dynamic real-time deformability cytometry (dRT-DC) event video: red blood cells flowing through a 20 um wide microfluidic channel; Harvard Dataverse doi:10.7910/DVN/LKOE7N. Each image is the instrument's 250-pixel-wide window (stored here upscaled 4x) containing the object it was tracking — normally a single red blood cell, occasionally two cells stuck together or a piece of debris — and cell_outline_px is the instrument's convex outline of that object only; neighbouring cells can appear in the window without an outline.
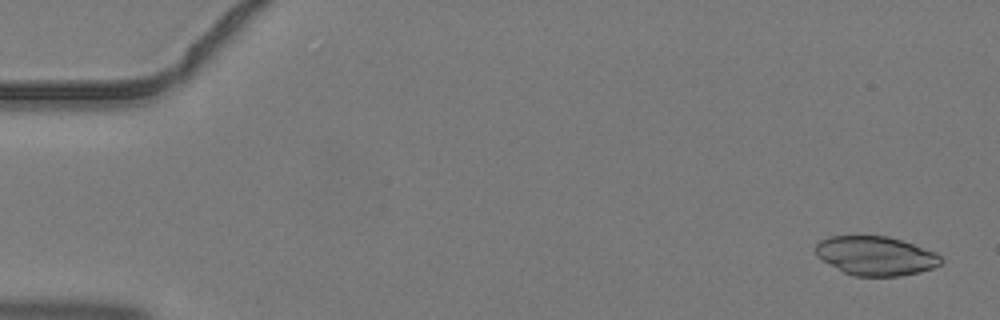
{"species": "common noctule bat (a hibernating species)", "species_latin": "Nyctalus noctula", "temperature_condition": "warm", "stored_images_in_passage": 4, "camera_frame_rate_fps": 3000, "um_per_image_px": 0.085, "animal": {"sex": "male", "body_mass_g": 19.2, "forearm_length_mm": 51.8}, "frame": {"image": 1, "passage_image": 1, "time_ms": 0.0, "image_size_px": [1000, 320], "cell_outline_px": [[944, 260], [940, 264], [932, 268], [920, 272], [900, 276], [856, 276], [844, 272], [816, 256], [816, 244], [820, 240], [832, 236], [888, 236], [936, 252]], "centroid_in_image_um": [74.45, 21.75], "position_along_channel_um": 10.6, "area_um2": 28.32}}